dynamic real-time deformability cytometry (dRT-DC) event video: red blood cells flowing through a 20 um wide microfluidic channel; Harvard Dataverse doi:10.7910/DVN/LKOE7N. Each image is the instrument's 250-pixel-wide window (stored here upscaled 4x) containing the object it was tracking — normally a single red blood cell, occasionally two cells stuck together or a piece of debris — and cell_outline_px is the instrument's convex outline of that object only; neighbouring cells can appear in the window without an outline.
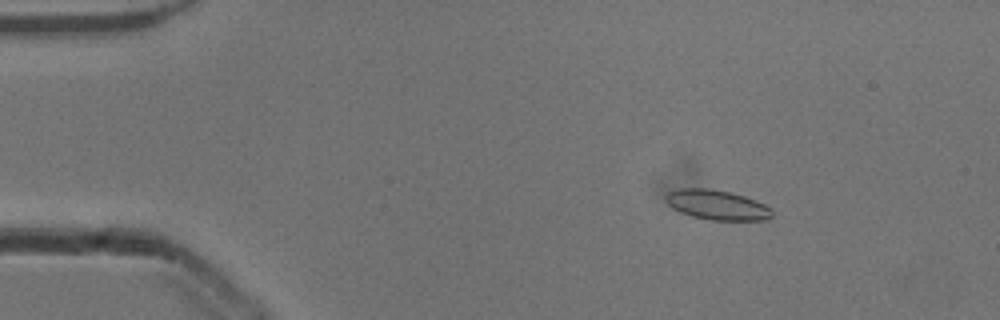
{"species": "common noctule bat (a hibernating species)", "species_latin": "Nyctalus noctula", "temperature_condition": "cold", "stored_images_in_passage": 53, "camera_frame_rate_fps": 3000, "um_per_image_px": 0.085, "animal": {"sex": "male", "body_mass_g": 13.3}, "frame": {"image": 1, "passage_image": 8, "time_ms": 2.333, "image_size_px": [1000, 320], "cell_outline_px": [[772, 216], [768, 220], [708, 220], [692, 216], [680, 212], [672, 208], [664, 200], [664, 196], [668, 192], [680, 188], [708, 188], [732, 192], [744, 196], [764, 204], [772, 208]], "centroid_in_image_um": [60.93, 17.41], "position_along_channel_um": 24.1, "area_um2": 18.67}}
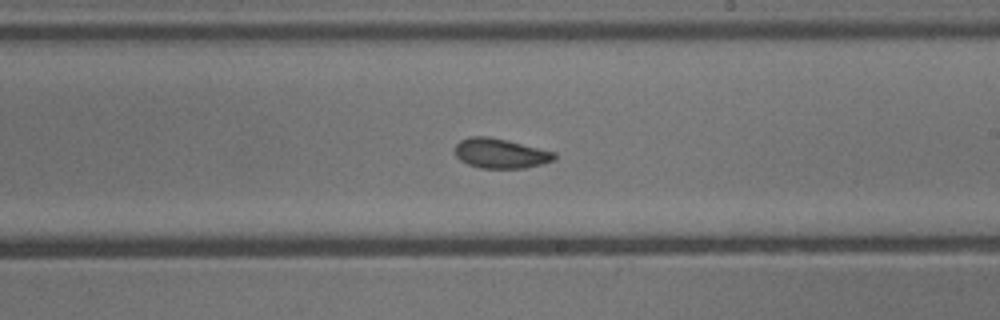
{"frame": {"image": 2, "passage_image": 31, "time_ms": 10.0, "image_size_px": [1000, 320], "cell_outline_px": [[556, 160], [524, 168], [480, 168], [468, 164], [460, 160], [456, 156], [456, 144], [460, 140], [468, 136], [488, 136], [508, 140], [556, 152]], "centroid_in_image_um": [42.55, 13.03], "position_along_channel_um": 246.5, "area_um2": 17.34}}
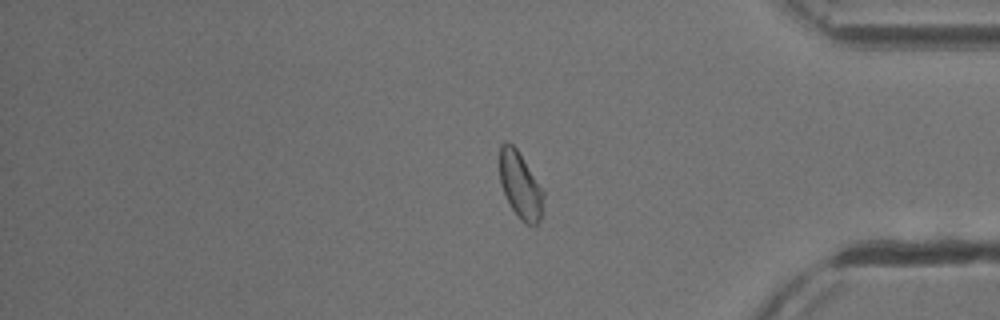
{"frame": {"image": 3, "passage_image": 44, "time_ms": 14.333, "image_size_px": [1000, 320], "cell_outline_px": [[544, 196], [540, 220], [536, 224], [528, 224], [520, 220], [512, 208], [500, 184], [500, 144], [504, 140], [508, 140], [516, 148], [544, 192]], "centroid_in_image_um": [44.21, 15.72], "position_along_channel_um": 391.0, "area_um2": 16.7}, "authors_computed_cell_mechanics": {"area_um2": 17.629, "velocity_mm_per_s": 3.8896, "shape_relaxation_time_tau1_ms": 3.7231, "shape_relaxation_time_tau2_ms": 1.8722, "deformation_change_tau1": 0.1158, "deformation_change_tau2": 0.0739}}